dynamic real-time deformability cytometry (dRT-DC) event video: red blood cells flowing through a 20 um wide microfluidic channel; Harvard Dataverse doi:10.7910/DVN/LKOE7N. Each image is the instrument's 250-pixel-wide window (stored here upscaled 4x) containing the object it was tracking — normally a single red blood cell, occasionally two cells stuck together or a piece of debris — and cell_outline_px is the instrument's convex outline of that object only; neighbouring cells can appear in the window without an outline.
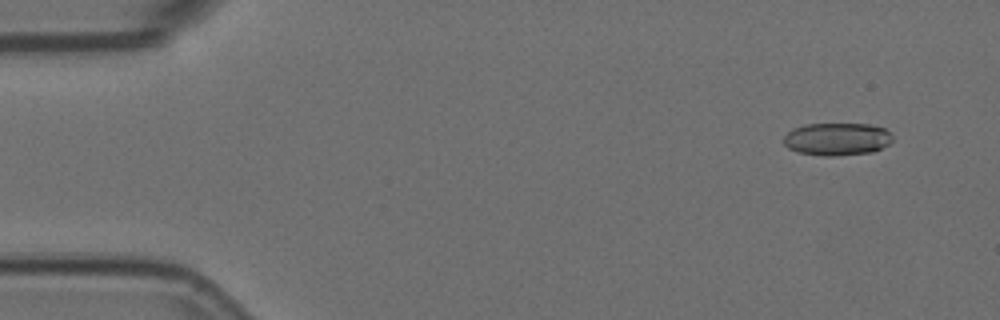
{"species": "Egyptian fruit bat (a non-hibernating species)", "species_latin": "Rousettus aegyptiacus", "temperature_condition": "room temperature", "stored_images_in_passage": 5, "camera_frame_rate_fps": 3000, "um_per_image_px": 0.085, "animal": {"sex": "female"}, "frame": {"image": 1, "passage_image": 2, "time_ms": 0.333, "image_size_px": [1000, 320], "cell_outline_px": [[892, 140], [888, 144], [872, 152], [836, 156], [824, 156], [796, 152], [788, 148], [784, 144], [784, 136], [792, 128], [804, 124], [868, 124], [884, 128], [892, 136]], "centroid_in_image_um": [71.11, 11.82], "position_along_channel_um": 13.9, "area_um2": 20.75}}